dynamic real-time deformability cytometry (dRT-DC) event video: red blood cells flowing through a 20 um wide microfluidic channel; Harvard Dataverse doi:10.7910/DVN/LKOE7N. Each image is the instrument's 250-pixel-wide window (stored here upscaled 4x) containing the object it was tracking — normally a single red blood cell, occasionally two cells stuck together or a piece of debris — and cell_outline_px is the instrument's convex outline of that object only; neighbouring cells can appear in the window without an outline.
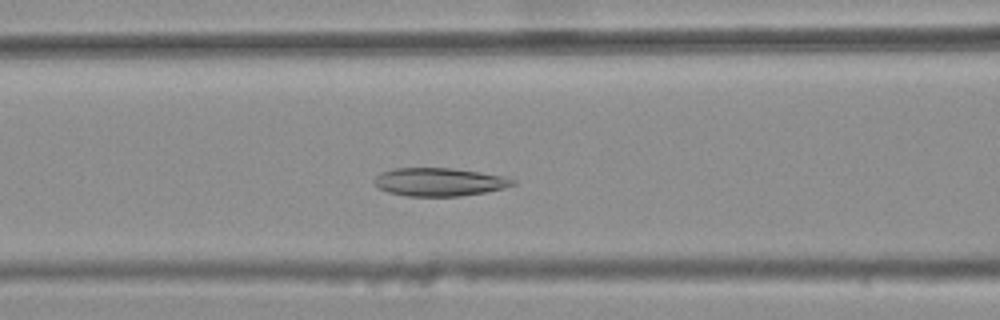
{"species": "common noctule bat (a hibernating species)", "species_latin": "Nyctalus noctula", "temperature_condition": "warm", "stored_images_in_passage": 41, "camera_frame_rate_fps": 3000, "um_per_image_px": 0.085, "animal": {"sex": "female", "body_mass_g": 25.1}, "frame": {"image": 1, "passage_image": 18, "time_ms": 5.667, "image_size_px": [1000, 320], "cell_outline_px": [[516, 184], [504, 188], [484, 192], [460, 196], [404, 196], [388, 192], [380, 188], [376, 184], [376, 176], [380, 172], [396, 168], [452, 168], [504, 176], [516, 180]], "centroid_in_image_um": [37.36, 15.47], "position_along_channel_um": 129.2, "area_um2": 22.6}}
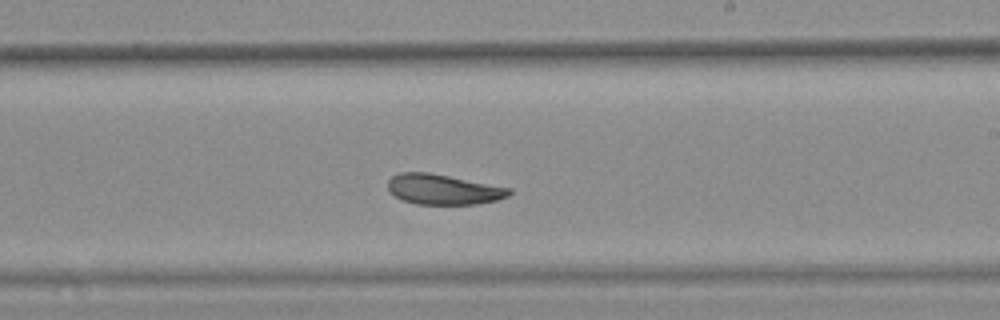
{"frame": {"image": 2, "passage_image": 28, "time_ms": 9.0, "image_size_px": [1000, 320], "cell_outline_px": [[512, 192], [508, 196], [496, 200], [476, 204], [416, 204], [404, 200], [396, 196], [388, 188], [388, 180], [392, 176], [400, 172], [428, 172], [512, 188]], "centroid_in_image_um": [37.69, 16.09], "position_along_channel_um": 251.3, "area_um2": 21.21}}
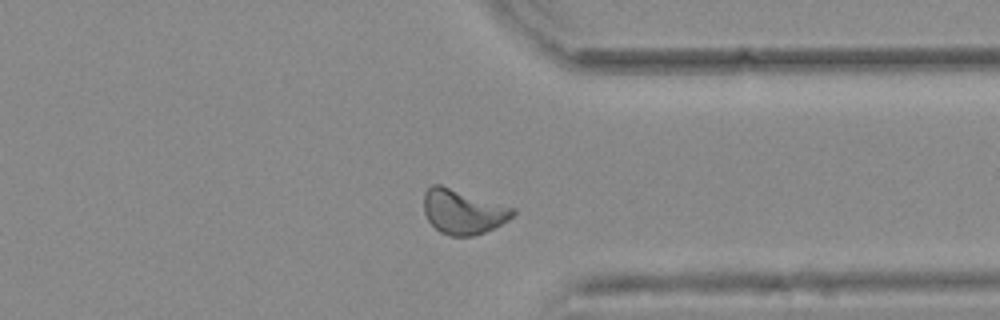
{"frame": {"image": 3, "passage_image": 38, "time_ms": 12.333, "image_size_px": [1000, 320], "cell_outline_px": [[516, 212], [508, 220], [484, 232], [472, 236], [448, 236], [440, 232], [428, 220], [424, 212], [424, 192], [432, 184], [440, 184], [516, 208]], "centroid_in_image_um": [39.34, 17.98], "position_along_channel_um": 372.1, "area_um2": 23.12}, "authors_computed_cell_mechanics": {"area_um2": 22.7732, "velocity_mm_per_s": 3.6723, "shape_relaxation_time_tau1_ms": null, "shape_relaxation_time_tau2_ms": 3.0612, "deformation_change_tau1": null, "deformation_change_tau2": 0.0845}}